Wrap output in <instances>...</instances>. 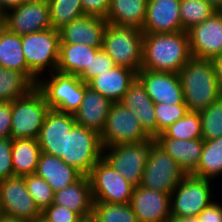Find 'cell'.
I'll list each match as a JSON object with an SVG mask.
<instances>
[{"label": "cell", "instance_id": "obj_46", "mask_svg": "<svg viewBox=\"0 0 222 222\" xmlns=\"http://www.w3.org/2000/svg\"><path fill=\"white\" fill-rule=\"evenodd\" d=\"M211 60L215 70V75L218 81V85L222 93V54L214 57Z\"/></svg>", "mask_w": 222, "mask_h": 222}, {"label": "cell", "instance_id": "obj_53", "mask_svg": "<svg viewBox=\"0 0 222 222\" xmlns=\"http://www.w3.org/2000/svg\"><path fill=\"white\" fill-rule=\"evenodd\" d=\"M78 222H92L91 216L82 217Z\"/></svg>", "mask_w": 222, "mask_h": 222}, {"label": "cell", "instance_id": "obj_17", "mask_svg": "<svg viewBox=\"0 0 222 222\" xmlns=\"http://www.w3.org/2000/svg\"><path fill=\"white\" fill-rule=\"evenodd\" d=\"M130 205L138 222H168L170 213V194L134 186Z\"/></svg>", "mask_w": 222, "mask_h": 222}, {"label": "cell", "instance_id": "obj_22", "mask_svg": "<svg viewBox=\"0 0 222 222\" xmlns=\"http://www.w3.org/2000/svg\"><path fill=\"white\" fill-rule=\"evenodd\" d=\"M157 144L162 147L180 166L186 175L195 172L204 146V139H174L159 133L156 137Z\"/></svg>", "mask_w": 222, "mask_h": 222}, {"label": "cell", "instance_id": "obj_54", "mask_svg": "<svg viewBox=\"0 0 222 222\" xmlns=\"http://www.w3.org/2000/svg\"><path fill=\"white\" fill-rule=\"evenodd\" d=\"M30 222H46V221L41 217L39 219H35L33 221H30Z\"/></svg>", "mask_w": 222, "mask_h": 222}, {"label": "cell", "instance_id": "obj_3", "mask_svg": "<svg viewBox=\"0 0 222 222\" xmlns=\"http://www.w3.org/2000/svg\"><path fill=\"white\" fill-rule=\"evenodd\" d=\"M21 43L27 68L38 80L43 72L56 71L60 50L58 30L50 28L21 35Z\"/></svg>", "mask_w": 222, "mask_h": 222}, {"label": "cell", "instance_id": "obj_13", "mask_svg": "<svg viewBox=\"0 0 222 222\" xmlns=\"http://www.w3.org/2000/svg\"><path fill=\"white\" fill-rule=\"evenodd\" d=\"M0 212L26 222L41 218L24 176L14 175L0 181Z\"/></svg>", "mask_w": 222, "mask_h": 222}, {"label": "cell", "instance_id": "obj_21", "mask_svg": "<svg viewBox=\"0 0 222 222\" xmlns=\"http://www.w3.org/2000/svg\"><path fill=\"white\" fill-rule=\"evenodd\" d=\"M120 103L135 114L143 130L151 138L156 137L155 103L137 78L129 85Z\"/></svg>", "mask_w": 222, "mask_h": 222}, {"label": "cell", "instance_id": "obj_16", "mask_svg": "<svg viewBox=\"0 0 222 222\" xmlns=\"http://www.w3.org/2000/svg\"><path fill=\"white\" fill-rule=\"evenodd\" d=\"M136 78L155 104H185L178 73L140 69Z\"/></svg>", "mask_w": 222, "mask_h": 222}, {"label": "cell", "instance_id": "obj_51", "mask_svg": "<svg viewBox=\"0 0 222 222\" xmlns=\"http://www.w3.org/2000/svg\"><path fill=\"white\" fill-rule=\"evenodd\" d=\"M204 1L212 5L217 11L222 10V0H204Z\"/></svg>", "mask_w": 222, "mask_h": 222}, {"label": "cell", "instance_id": "obj_12", "mask_svg": "<svg viewBox=\"0 0 222 222\" xmlns=\"http://www.w3.org/2000/svg\"><path fill=\"white\" fill-rule=\"evenodd\" d=\"M185 176L178 163L156 143L144 168L140 185L171 194Z\"/></svg>", "mask_w": 222, "mask_h": 222}, {"label": "cell", "instance_id": "obj_48", "mask_svg": "<svg viewBox=\"0 0 222 222\" xmlns=\"http://www.w3.org/2000/svg\"><path fill=\"white\" fill-rule=\"evenodd\" d=\"M168 222H201L198 216L194 217H179V216H170Z\"/></svg>", "mask_w": 222, "mask_h": 222}, {"label": "cell", "instance_id": "obj_37", "mask_svg": "<svg viewBox=\"0 0 222 222\" xmlns=\"http://www.w3.org/2000/svg\"><path fill=\"white\" fill-rule=\"evenodd\" d=\"M204 140L222 137V96L199 112Z\"/></svg>", "mask_w": 222, "mask_h": 222}, {"label": "cell", "instance_id": "obj_2", "mask_svg": "<svg viewBox=\"0 0 222 222\" xmlns=\"http://www.w3.org/2000/svg\"><path fill=\"white\" fill-rule=\"evenodd\" d=\"M178 76L188 111L207 109L222 96L211 59L191 57Z\"/></svg>", "mask_w": 222, "mask_h": 222}, {"label": "cell", "instance_id": "obj_47", "mask_svg": "<svg viewBox=\"0 0 222 222\" xmlns=\"http://www.w3.org/2000/svg\"><path fill=\"white\" fill-rule=\"evenodd\" d=\"M23 0H0V10L7 12L9 9L17 7Z\"/></svg>", "mask_w": 222, "mask_h": 222}, {"label": "cell", "instance_id": "obj_36", "mask_svg": "<svg viewBox=\"0 0 222 222\" xmlns=\"http://www.w3.org/2000/svg\"><path fill=\"white\" fill-rule=\"evenodd\" d=\"M166 137L193 140L202 138V126L199 112L188 111L186 115L162 132Z\"/></svg>", "mask_w": 222, "mask_h": 222}, {"label": "cell", "instance_id": "obj_33", "mask_svg": "<svg viewBox=\"0 0 222 222\" xmlns=\"http://www.w3.org/2000/svg\"><path fill=\"white\" fill-rule=\"evenodd\" d=\"M91 218L93 222H138L130 203L94 202Z\"/></svg>", "mask_w": 222, "mask_h": 222}, {"label": "cell", "instance_id": "obj_38", "mask_svg": "<svg viewBox=\"0 0 222 222\" xmlns=\"http://www.w3.org/2000/svg\"><path fill=\"white\" fill-rule=\"evenodd\" d=\"M24 180L27 191L41 212L53 203L55 192L42 177L31 174L24 176Z\"/></svg>", "mask_w": 222, "mask_h": 222}, {"label": "cell", "instance_id": "obj_43", "mask_svg": "<svg viewBox=\"0 0 222 222\" xmlns=\"http://www.w3.org/2000/svg\"><path fill=\"white\" fill-rule=\"evenodd\" d=\"M84 15L106 18L110 0H81Z\"/></svg>", "mask_w": 222, "mask_h": 222}, {"label": "cell", "instance_id": "obj_4", "mask_svg": "<svg viewBox=\"0 0 222 222\" xmlns=\"http://www.w3.org/2000/svg\"><path fill=\"white\" fill-rule=\"evenodd\" d=\"M143 31L132 27L107 24L102 49L117 66L135 70L141 69Z\"/></svg>", "mask_w": 222, "mask_h": 222}, {"label": "cell", "instance_id": "obj_10", "mask_svg": "<svg viewBox=\"0 0 222 222\" xmlns=\"http://www.w3.org/2000/svg\"><path fill=\"white\" fill-rule=\"evenodd\" d=\"M94 202L126 204L130 202L134 185L101 158L88 175Z\"/></svg>", "mask_w": 222, "mask_h": 222}, {"label": "cell", "instance_id": "obj_31", "mask_svg": "<svg viewBox=\"0 0 222 222\" xmlns=\"http://www.w3.org/2000/svg\"><path fill=\"white\" fill-rule=\"evenodd\" d=\"M193 176L215 180L222 175V137L204 140L199 164Z\"/></svg>", "mask_w": 222, "mask_h": 222}, {"label": "cell", "instance_id": "obj_26", "mask_svg": "<svg viewBox=\"0 0 222 222\" xmlns=\"http://www.w3.org/2000/svg\"><path fill=\"white\" fill-rule=\"evenodd\" d=\"M35 174L42 177L57 192L76 182L82 174L60 157L41 152Z\"/></svg>", "mask_w": 222, "mask_h": 222}, {"label": "cell", "instance_id": "obj_35", "mask_svg": "<svg viewBox=\"0 0 222 222\" xmlns=\"http://www.w3.org/2000/svg\"><path fill=\"white\" fill-rule=\"evenodd\" d=\"M217 10L204 0H181L180 19L182 29L190 30L193 26L202 23L211 17Z\"/></svg>", "mask_w": 222, "mask_h": 222}, {"label": "cell", "instance_id": "obj_52", "mask_svg": "<svg viewBox=\"0 0 222 222\" xmlns=\"http://www.w3.org/2000/svg\"><path fill=\"white\" fill-rule=\"evenodd\" d=\"M23 2L48 3L49 0H23Z\"/></svg>", "mask_w": 222, "mask_h": 222}, {"label": "cell", "instance_id": "obj_28", "mask_svg": "<svg viewBox=\"0 0 222 222\" xmlns=\"http://www.w3.org/2000/svg\"><path fill=\"white\" fill-rule=\"evenodd\" d=\"M148 0H110L107 23L142 30Z\"/></svg>", "mask_w": 222, "mask_h": 222}, {"label": "cell", "instance_id": "obj_1", "mask_svg": "<svg viewBox=\"0 0 222 222\" xmlns=\"http://www.w3.org/2000/svg\"><path fill=\"white\" fill-rule=\"evenodd\" d=\"M191 57L187 31L143 35L141 69L178 73Z\"/></svg>", "mask_w": 222, "mask_h": 222}, {"label": "cell", "instance_id": "obj_29", "mask_svg": "<svg viewBox=\"0 0 222 222\" xmlns=\"http://www.w3.org/2000/svg\"><path fill=\"white\" fill-rule=\"evenodd\" d=\"M0 66L23 73L35 86L38 83V79L27 68L21 36L7 28L0 34Z\"/></svg>", "mask_w": 222, "mask_h": 222}, {"label": "cell", "instance_id": "obj_7", "mask_svg": "<svg viewBox=\"0 0 222 222\" xmlns=\"http://www.w3.org/2000/svg\"><path fill=\"white\" fill-rule=\"evenodd\" d=\"M103 150L99 133L75 124L65 137L61 159L82 175L88 176L92 167L103 158Z\"/></svg>", "mask_w": 222, "mask_h": 222}, {"label": "cell", "instance_id": "obj_30", "mask_svg": "<svg viewBox=\"0 0 222 222\" xmlns=\"http://www.w3.org/2000/svg\"><path fill=\"white\" fill-rule=\"evenodd\" d=\"M41 155L38 139H12V165L14 175L35 174Z\"/></svg>", "mask_w": 222, "mask_h": 222}, {"label": "cell", "instance_id": "obj_19", "mask_svg": "<svg viewBox=\"0 0 222 222\" xmlns=\"http://www.w3.org/2000/svg\"><path fill=\"white\" fill-rule=\"evenodd\" d=\"M181 0H148L143 33L184 31L180 19Z\"/></svg>", "mask_w": 222, "mask_h": 222}, {"label": "cell", "instance_id": "obj_40", "mask_svg": "<svg viewBox=\"0 0 222 222\" xmlns=\"http://www.w3.org/2000/svg\"><path fill=\"white\" fill-rule=\"evenodd\" d=\"M116 66L114 60L103 49H100L92 56L90 69H85L78 77L87 84L92 78L108 70H112Z\"/></svg>", "mask_w": 222, "mask_h": 222}, {"label": "cell", "instance_id": "obj_14", "mask_svg": "<svg viewBox=\"0 0 222 222\" xmlns=\"http://www.w3.org/2000/svg\"><path fill=\"white\" fill-rule=\"evenodd\" d=\"M190 51L194 58L213 59L222 54V12L217 11L211 17L187 31Z\"/></svg>", "mask_w": 222, "mask_h": 222}, {"label": "cell", "instance_id": "obj_49", "mask_svg": "<svg viewBox=\"0 0 222 222\" xmlns=\"http://www.w3.org/2000/svg\"><path fill=\"white\" fill-rule=\"evenodd\" d=\"M0 222H26L0 212Z\"/></svg>", "mask_w": 222, "mask_h": 222}, {"label": "cell", "instance_id": "obj_5", "mask_svg": "<svg viewBox=\"0 0 222 222\" xmlns=\"http://www.w3.org/2000/svg\"><path fill=\"white\" fill-rule=\"evenodd\" d=\"M48 76L46 78L42 76L36 87L44 95L50 109L74 114L85 95L84 81L77 75L62 74L57 71Z\"/></svg>", "mask_w": 222, "mask_h": 222}, {"label": "cell", "instance_id": "obj_9", "mask_svg": "<svg viewBox=\"0 0 222 222\" xmlns=\"http://www.w3.org/2000/svg\"><path fill=\"white\" fill-rule=\"evenodd\" d=\"M212 180L186 175L170 194L171 216H198L211 202Z\"/></svg>", "mask_w": 222, "mask_h": 222}, {"label": "cell", "instance_id": "obj_42", "mask_svg": "<svg viewBox=\"0 0 222 222\" xmlns=\"http://www.w3.org/2000/svg\"><path fill=\"white\" fill-rule=\"evenodd\" d=\"M14 176L12 165V138L0 139V181Z\"/></svg>", "mask_w": 222, "mask_h": 222}, {"label": "cell", "instance_id": "obj_41", "mask_svg": "<svg viewBox=\"0 0 222 222\" xmlns=\"http://www.w3.org/2000/svg\"><path fill=\"white\" fill-rule=\"evenodd\" d=\"M46 222H78L82 217L66 207L51 204L41 212Z\"/></svg>", "mask_w": 222, "mask_h": 222}, {"label": "cell", "instance_id": "obj_50", "mask_svg": "<svg viewBox=\"0 0 222 222\" xmlns=\"http://www.w3.org/2000/svg\"><path fill=\"white\" fill-rule=\"evenodd\" d=\"M7 28L6 26V12L0 10V34Z\"/></svg>", "mask_w": 222, "mask_h": 222}, {"label": "cell", "instance_id": "obj_23", "mask_svg": "<svg viewBox=\"0 0 222 222\" xmlns=\"http://www.w3.org/2000/svg\"><path fill=\"white\" fill-rule=\"evenodd\" d=\"M112 102L85 83V95L78 110L73 114L75 122L99 134L104 129Z\"/></svg>", "mask_w": 222, "mask_h": 222}, {"label": "cell", "instance_id": "obj_27", "mask_svg": "<svg viewBox=\"0 0 222 222\" xmlns=\"http://www.w3.org/2000/svg\"><path fill=\"white\" fill-rule=\"evenodd\" d=\"M100 49L85 44L60 43L59 59L56 71L62 74L79 76L90 69V62Z\"/></svg>", "mask_w": 222, "mask_h": 222}, {"label": "cell", "instance_id": "obj_24", "mask_svg": "<svg viewBox=\"0 0 222 222\" xmlns=\"http://www.w3.org/2000/svg\"><path fill=\"white\" fill-rule=\"evenodd\" d=\"M136 73L135 70L116 66L92 78L87 85L112 103H116L120 102L129 85L135 80Z\"/></svg>", "mask_w": 222, "mask_h": 222}, {"label": "cell", "instance_id": "obj_32", "mask_svg": "<svg viewBox=\"0 0 222 222\" xmlns=\"http://www.w3.org/2000/svg\"><path fill=\"white\" fill-rule=\"evenodd\" d=\"M36 87L23 73L0 66V101L13 102Z\"/></svg>", "mask_w": 222, "mask_h": 222}, {"label": "cell", "instance_id": "obj_15", "mask_svg": "<svg viewBox=\"0 0 222 222\" xmlns=\"http://www.w3.org/2000/svg\"><path fill=\"white\" fill-rule=\"evenodd\" d=\"M7 29L17 35L52 28L48 3L22 2L6 12Z\"/></svg>", "mask_w": 222, "mask_h": 222}, {"label": "cell", "instance_id": "obj_8", "mask_svg": "<svg viewBox=\"0 0 222 222\" xmlns=\"http://www.w3.org/2000/svg\"><path fill=\"white\" fill-rule=\"evenodd\" d=\"M156 143V138H149L139 143L104 147L103 158L132 185L139 186Z\"/></svg>", "mask_w": 222, "mask_h": 222}, {"label": "cell", "instance_id": "obj_45", "mask_svg": "<svg viewBox=\"0 0 222 222\" xmlns=\"http://www.w3.org/2000/svg\"><path fill=\"white\" fill-rule=\"evenodd\" d=\"M201 222H222V203L211 202L199 215Z\"/></svg>", "mask_w": 222, "mask_h": 222}, {"label": "cell", "instance_id": "obj_6", "mask_svg": "<svg viewBox=\"0 0 222 222\" xmlns=\"http://www.w3.org/2000/svg\"><path fill=\"white\" fill-rule=\"evenodd\" d=\"M50 110L42 92L34 87L12 102L11 138L38 139L45 116Z\"/></svg>", "mask_w": 222, "mask_h": 222}, {"label": "cell", "instance_id": "obj_25", "mask_svg": "<svg viewBox=\"0 0 222 222\" xmlns=\"http://www.w3.org/2000/svg\"><path fill=\"white\" fill-rule=\"evenodd\" d=\"M52 204L66 207L81 217L91 216L94 200L89 177L82 175L76 182L55 192Z\"/></svg>", "mask_w": 222, "mask_h": 222}, {"label": "cell", "instance_id": "obj_44", "mask_svg": "<svg viewBox=\"0 0 222 222\" xmlns=\"http://www.w3.org/2000/svg\"><path fill=\"white\" fill-rule=\"evenodd\" d=\"M12 102L0 101V139L11 137Z\"/></svg>", "mask_w": 222, "mask_h": 222}, {"label": "cell", "instance_id": "obj_39", "mask_svg": "<svg viewBox=\"0 0 222 222\" xmlns=\"http://www.w3.org/2000/svg\"><path fill=\"white\" fill-rule=\"evenodd\" d=\"M187 112L186 104H155L156 136L177 120L183 118Z\"/></svg>", "mask_w": 222, "mask_h": 222}, {"label": "cell", "instance_id": "obj_34", "mask_svg": "<svg viewBox=\"0 0 222 222\" xmlns=\"http://www.w3.org/2000/svg\"><path fill=\"white\" fill-rule=\"evenodd\" d=\"M48 4L50 23L55 30L84 16L81 0H49Z\"/></svg>", "mask_w": 222, "mask_h": 222}, {"label": "cell", "instance_id": "obj_11", "mask_svg": "<svg viewBox=\"0 0 222 222\" xmlns=\"http://www.w3.org/2000/svg\"><path fill=\"white\" fill-rule=\"evenodd\" d=\"M100 137L103 147L139 143L151 138L135 114L120 102L112 103Z\"/></svg>", "mask_w": 222, "mask_h": 222}, {"label": "cell", "instance_id": "obj_18", "mask_svg": "<svg viewBox=\"0 0 222 222\" xmlns=\"http://www.w3.org/2000/svg\"><path fill=\"white\" fill-rule=\"evenodd\" d=\"M75 124L73 114L50 109L38 137L41 152L61 158L64 153L65 137Z\"/></svg>", "mask_w": 222, "mask_h": 222}, {"label": "cell", "instance_id": "obj_20", "mask_svg": "<svg viewBox=\"0 0 222 222\" xmlns=\"http://www.w3.org/2000/svg\"><path fill=\"white\" fill-rule=\"evenodd\" d=\"M107 21L101 17L84 15L59 29L60 43L85 44L102 48Z\"/></svg>", "mask_w": 222, "mask_h": 222}]
</instances>
